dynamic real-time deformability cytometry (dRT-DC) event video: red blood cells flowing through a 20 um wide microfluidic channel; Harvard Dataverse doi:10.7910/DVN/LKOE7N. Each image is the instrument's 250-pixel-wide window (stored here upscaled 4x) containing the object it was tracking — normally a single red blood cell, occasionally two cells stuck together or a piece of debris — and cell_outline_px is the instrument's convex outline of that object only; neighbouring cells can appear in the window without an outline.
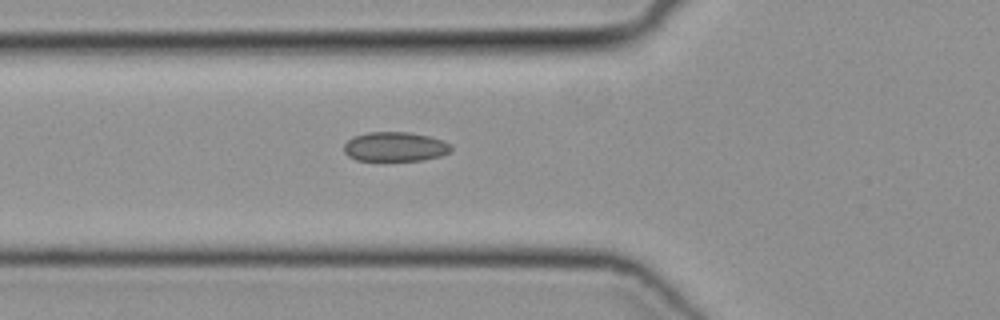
{"species": "common noctule bat (a hibernating species)", "species_latin": "Nyctalus noctula", "temperature_condition": "cold", "stored_images_in_passage": 35, "camera_frame_rate_fps": 3000, "um_per_image_px": 0.085, "animal": {"sex": "female", "body_mass_g": 19.3, "forearm_length_mm": 54.1}, "frame": {"image": 1, "passage_image": 9, "time_ms": 2.667, "image_size_px": [1000, 320], "cell_outline_px": [[452, 148], [448, 152], [440, 156], [424, 160], [356, 160], [348, 156], [344, 152], [344, 144], [352, 136], [368, 132], [408, 132], [428, 136], [444, 140], [452, 144]], "centroid_in_image_um": [33.58, 12.46], "position_along_channel_um": 92.2, "area_um2": 18.44}}
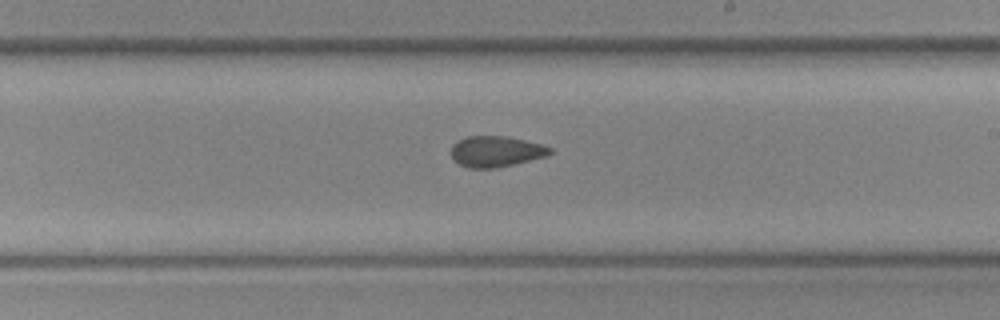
{"frame": {"image": 2, "passage_image": 20, "time_ms": 6.333, "image_size_px": [1000, 320], "cell_outline_px": [[552, 152], [544, 156], [496, 168], [468, 168], [460, 164], [452, 156], [452, 144], [468, 136], [504, 136], [524, 140], [540, 144], [552, 148]], "centroid_in_image_um": [42.14, 12.87], "position_along_channel_um": 246.9, "area_um2": 17.34}}
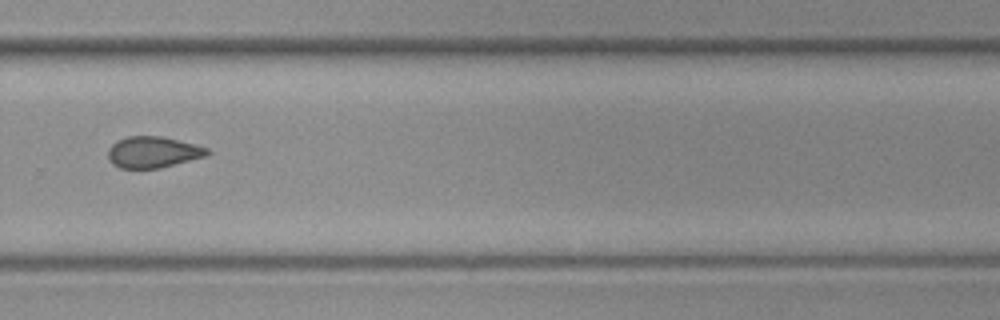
{"frame": {"image": 3, "passage_image": 25, "time_ms": 8.0, "image_size_px": [1000, 320], "cell_outline_px": [[212, 152], [204, 156], [160, 168], [120, 168], [112, 164], [108, 160], [108, 148], [116, 140], [128, 136], [160, 136], [196, 144], [208, 148]], "centroid_in_image_um": [12.97, 12.92], "position_along_channel_um": 316.8, "area_um2": 18.09}}